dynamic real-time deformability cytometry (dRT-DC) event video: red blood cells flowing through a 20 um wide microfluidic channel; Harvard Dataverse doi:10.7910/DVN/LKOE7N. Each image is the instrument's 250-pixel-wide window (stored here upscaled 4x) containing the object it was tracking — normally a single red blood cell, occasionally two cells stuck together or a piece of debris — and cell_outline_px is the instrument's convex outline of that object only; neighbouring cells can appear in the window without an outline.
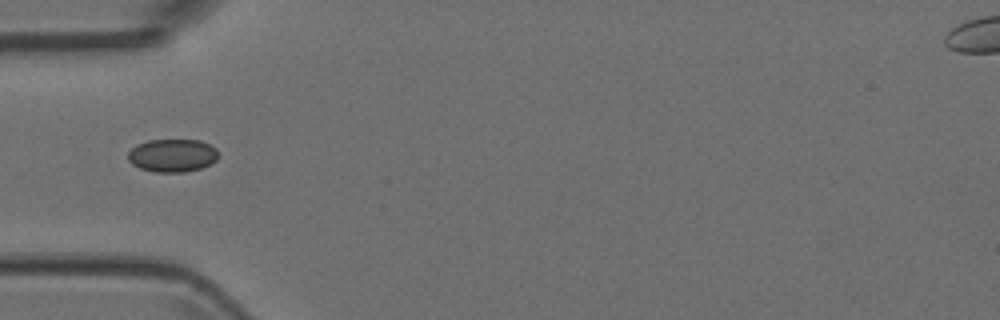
{"species": "Egyptian fruit bat (a non-hibernating species)", "species_latin": "Rousettus aegyptiacus", "temperature_condition": "room temperature", "stored_images_in_passage": 3, "camera_frame_rate_fps": 3000, "um_per_image_px": 0.085, "animal": {"sex": "female"}, "frame": {"image": 1, "passage_image": 2, "time_ms": 0.333, "image_size_px": [1000, 320], "cell_outline_px": [[216, 160], [200, 168], [184, 172], [156, 172], [140, 168], [132, 164], [128, 160], [128, 152], [136, 144], [148, 140], [200, 140], [216, 148]], "centroid_in_image_um": [14.61, 13.21], "position_along_channel_um": 70.4, "area_um2": 17.22}}
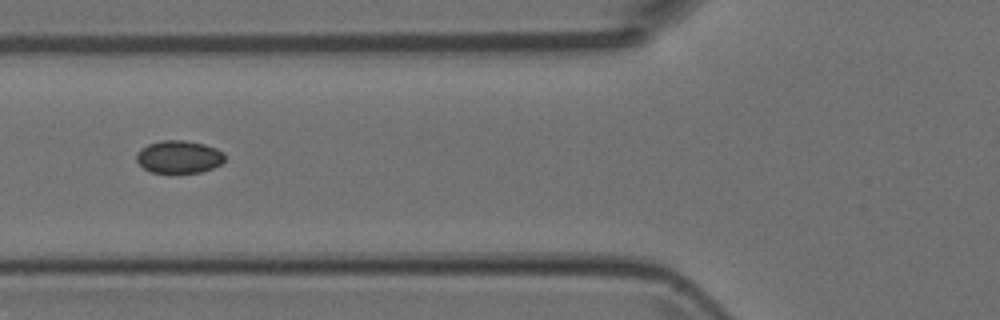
{"frame": {"image": 2, "passage_image": 3, "time_ms": 0.667, "image_size_px": [1000, 320], "cell_outline_px": [[224, 160], [220, 164], [212, 168], [200, 172], [152, 172], [144, 168], [136, 160], [136, 152], [140, 148], [148, 144], [160, 140], [184, 140], [204, 144], [216, 148], [224, 152]], "centroid_in_image_um": [15.19, 13.31], "position_along_channel_um": 110.6, "area_um2": 16.76}}